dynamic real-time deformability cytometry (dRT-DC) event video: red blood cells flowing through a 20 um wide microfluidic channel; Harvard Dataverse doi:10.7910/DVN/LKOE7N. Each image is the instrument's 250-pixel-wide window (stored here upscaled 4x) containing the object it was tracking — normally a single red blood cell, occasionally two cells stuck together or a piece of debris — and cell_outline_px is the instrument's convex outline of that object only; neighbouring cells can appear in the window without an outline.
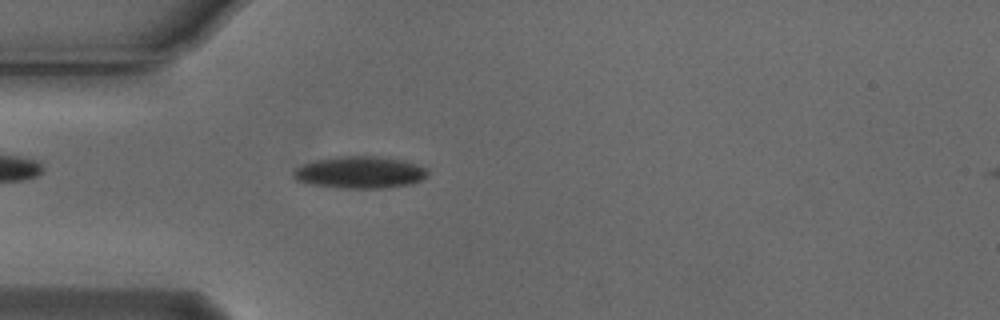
{"species": "Egyptian fruit bat (a non-hibernating species)", "species_latin": "Rousettus aegyptiacus", "temperature_condition": "cold", "stored_images_in_passage": 16, "camera_frame_rate_fps": 3000, "um_per_image_px": 0.085, "animal": {"sex": "male"}, "frame": {"image": 1, "passage_image": 15, "time_ms": 4.667, "image_size_px": [1000, 320], "cell_outline_px": [[428, 176], [412, 184], [388, 188], [340, 188], [308, 184], [296, 180], [292, 176], [292, 172], [296, 168], [304, 164], [316, 160], [336, 156], [372, 156], [404, 160], [428, 168]], "centroid_in_image_um": [30.6, 14.66], "position_along_channel_um": 54.4, "area_um2": 25.26}}